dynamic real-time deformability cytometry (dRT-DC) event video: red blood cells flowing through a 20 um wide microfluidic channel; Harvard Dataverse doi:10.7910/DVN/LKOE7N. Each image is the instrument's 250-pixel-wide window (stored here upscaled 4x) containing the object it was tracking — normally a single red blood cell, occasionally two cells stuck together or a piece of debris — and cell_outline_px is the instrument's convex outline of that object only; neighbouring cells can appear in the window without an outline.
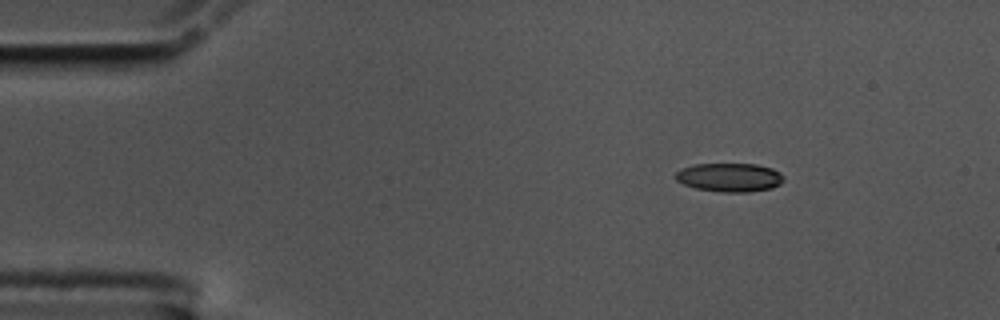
{"species": "common noctule bat (a hibernating species)", "species_latin": "Nyctalus noctula", "temperature_condition": "cold", "stored_images_in_passage": 50, "camera_frame_rate_fps": 3000, "um_per_image_px": 0.085, "animal": {"sex": "male", "body_mass_g": 17.5, "forearm_length_mm": 52.3}, "frame": {"image": 1, "passage_image": 1, "time_ms": 0.0, "image_size_px": [1000, 320], "cell_outline_px": [[784, 180], [780, 184], [772, 188], [748, 192], [720, 192], [696, 188], [684, 184], [676, 180], [676, 172], [680, 168], [696, 164], [756, 164], [772, 168], [780, 172], [784, 176]], "centroid_in_image_um": [62.03, 15.07], "position_along_channel_um": 23.0, "area_um2": 18.15}}
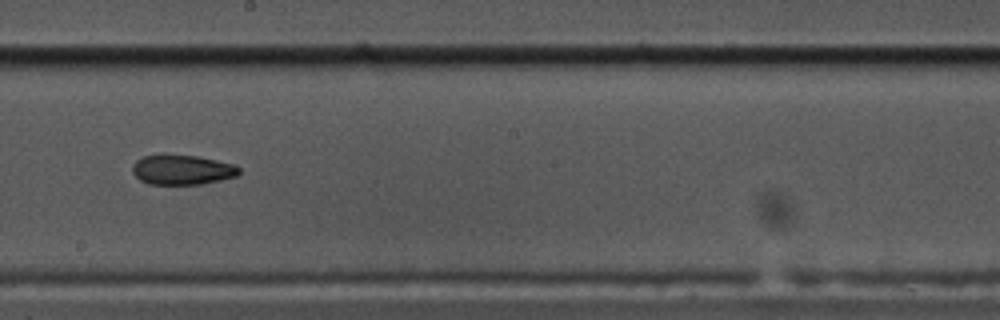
{"frame": {"image": 2, "passage_image": 25, "time_ms": 8.0, "image_size_px": [1000, 320], "cell_outline_px": [[240, 172], [236, 176], [204, 184], [148, 184], [140, 180], [132, 172], [132, 164], [136, 160], [144, 156], [160, 152], [164, 152], [196, 156], [236, 164], [240, 168]], "centroid_in_image_um": [15.45, 14.39], "position_along_channel_um": 232.8, "area_um2": 19.13}}
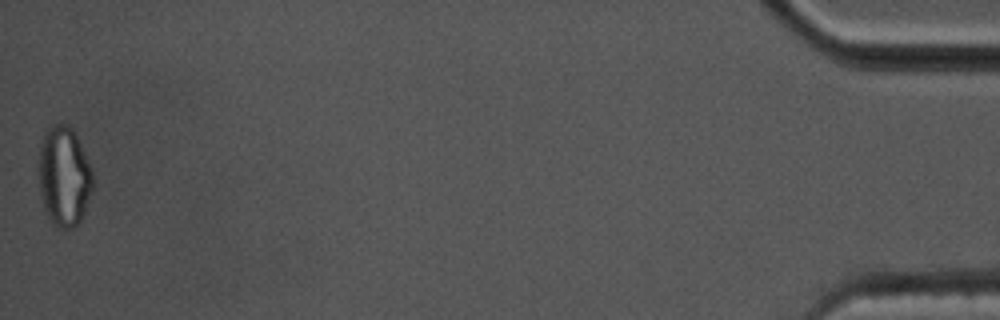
{"frame": {"image": 3, "passage_image": 50, "time_ms": 16.333, "image_size_px": [1000, 320], "cell_outline_px": [[92, 188], [84, 212], [80, 220], [72, 228], [60, 228], [52, 224], [44, 208], [40, 192], [36, 164], [40, 144], [44, 132], [52, 124], [68, 124], [72, 128], [92, 168]], "centroid_in_image_um": [5.39, 14.96], "position_along_channel_um": 429.8, "area_um2": 31.79}}